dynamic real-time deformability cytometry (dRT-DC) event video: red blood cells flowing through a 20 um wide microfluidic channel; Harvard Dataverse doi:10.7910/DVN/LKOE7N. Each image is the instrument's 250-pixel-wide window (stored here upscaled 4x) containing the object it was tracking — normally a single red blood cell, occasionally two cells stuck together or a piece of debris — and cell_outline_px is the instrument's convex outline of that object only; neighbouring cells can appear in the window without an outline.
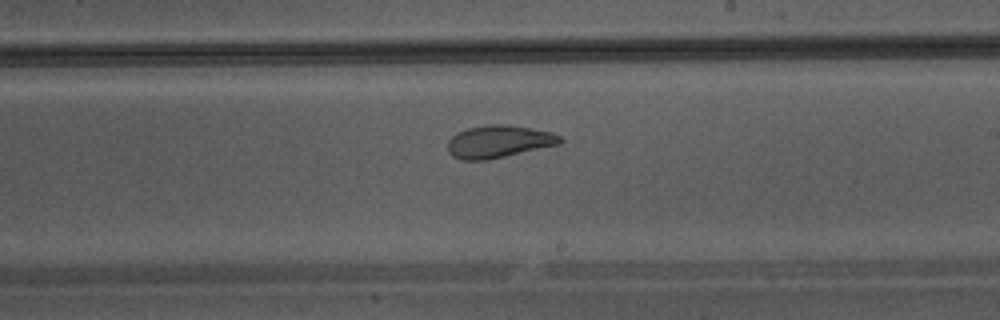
{"species": "Egyptian fruit bat (a non-hibernating species)", "species_latin": "Rousettus aegyptiacus", "temperature_condition": "warm", "stored_images_in_passage": 33, "camera_frame_rate_fps": 3000, "um_per_image_px": 0.085, "animal": {"sex": "male"}, "frame": {"image": 1, "passage_image": 15, "time_ms": 4.667, "image_size_px": [1000, 320], "cell_outline_px": [[564, 140], [560, 144], [504, 156], [484, 160], [464, 160], [452, 156], [448, 152], [448, 140], [452, 136], [468, 128], [488, 124], [508, 124], [532, 128], [552, 132], [560, 136]], "centroid_in_image_um": [42.4, 12.02], "position_along_channel_um": 246.6, "area_um2": 21.15}}